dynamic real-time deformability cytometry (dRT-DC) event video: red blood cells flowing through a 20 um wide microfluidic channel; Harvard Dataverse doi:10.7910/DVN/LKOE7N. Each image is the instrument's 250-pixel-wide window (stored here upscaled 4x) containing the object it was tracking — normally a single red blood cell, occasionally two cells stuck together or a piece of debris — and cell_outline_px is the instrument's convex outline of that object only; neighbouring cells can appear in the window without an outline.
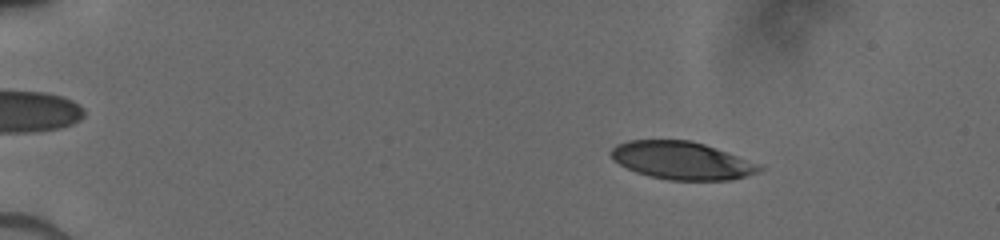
{"species": "human", "species_latin": "Homo sapiens", "temperature_condition": "cold", "stored_images_in_passage": 28, "camera_frame_rate_fps": 3000, "um_per_image_px": 0.085, "donor": {"sex": "male"}, "frame": {"image": 1, "passage_image": 7, "time_ms": 2.333, "image_size_px": [1000, 240], "cell_outline_px": [[764, 168], [760, 172], [732, 180], [668, 180], [648, 176], [636, 172], [612, 160], [608, 152], [616, 144], [628, 140], [692, 140], [764, 164]], "centroid_in_image_um": [57.99, 13.64], "position_along_channel_um": 27.0, "area_um2": 33.18}}
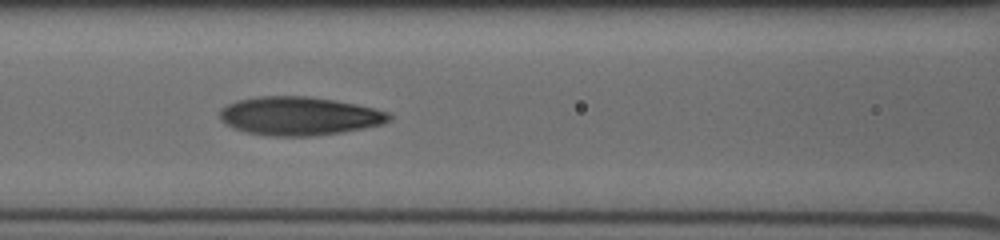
{"frame": {"image": 2, "passage_image": 19, "time_ms": 7.667, "image_size_px": [1000, 240], "cell_outline_px": [[392, 120], [384, 124], [364, 128], [340, 132], [312, 136], [272, 136], [244, 132], [232, 128], [224, 124], [220, 120], [220, 108], [236, 100], [260, 96], [304, 96], [332, 100], [372, 108], [388, 112], [392, 116]], "centroid_in_image_um": [25.39, 9.87], "position_along_channel_um": 141.2, "area_um2": 37.97}}
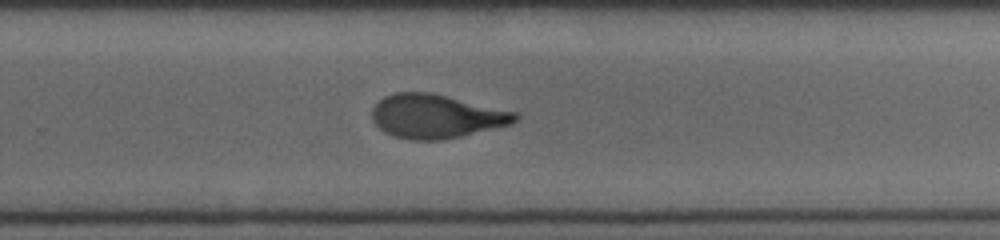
{"frame": {"image": 3, "passage_image": 28, "time_ms": 11.333, "image_size_px": [1000, 240], "cell_outline_px": [[520, 116], [512, 124], [444, 140], [412, 140], [392, 136], [384, 132], [372, 120], [372, 108], [384, 96], [392, 92], [432, 92], [520, 112]], "centroid_in_image_um": [37.1, 9.87], "position_along_channel_um": 292.7, "area_um2": 37.05}}